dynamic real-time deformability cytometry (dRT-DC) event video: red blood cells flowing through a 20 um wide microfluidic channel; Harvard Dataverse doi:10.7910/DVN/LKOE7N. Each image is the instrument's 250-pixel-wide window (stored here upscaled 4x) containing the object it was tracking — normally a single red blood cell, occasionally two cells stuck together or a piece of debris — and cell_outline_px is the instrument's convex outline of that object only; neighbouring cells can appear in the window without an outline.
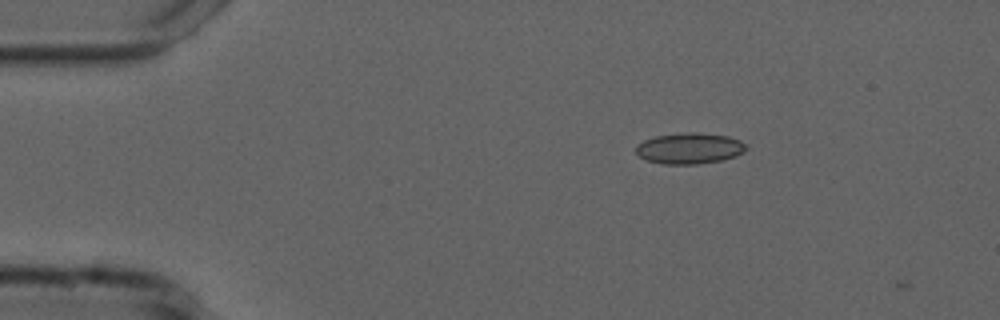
{"species": "common noctule bat (a hibernating species)", "species_latin": "Nyctalus noctula", "temperature_condition": "cold", "stored_images_in_passage": 4, "camera_frame_rate_fps": 3000, "um_per_image_px": 0.085, "animal": {"sex": "male", "forearm_length_mm": 52.5}, "frame": {"image": 1, "passage_image": 2, "time_ms": 0.333, "image_size_px": [1000, 320], "cell_outline_px": [[748, 148], [744, 152], [736, 156], [720, 160], [696, 164], [664, 164], [648, 160], [640, 156], [636, 152], [636, 144], [644, 140], [656, 136], [688, 132], [696, 132], [728, 136], [740, 140]], "centroid_in_image_um": [58.62, 12.6], "position_along_channel_um": 26.4, "area_um2": 19.77}}